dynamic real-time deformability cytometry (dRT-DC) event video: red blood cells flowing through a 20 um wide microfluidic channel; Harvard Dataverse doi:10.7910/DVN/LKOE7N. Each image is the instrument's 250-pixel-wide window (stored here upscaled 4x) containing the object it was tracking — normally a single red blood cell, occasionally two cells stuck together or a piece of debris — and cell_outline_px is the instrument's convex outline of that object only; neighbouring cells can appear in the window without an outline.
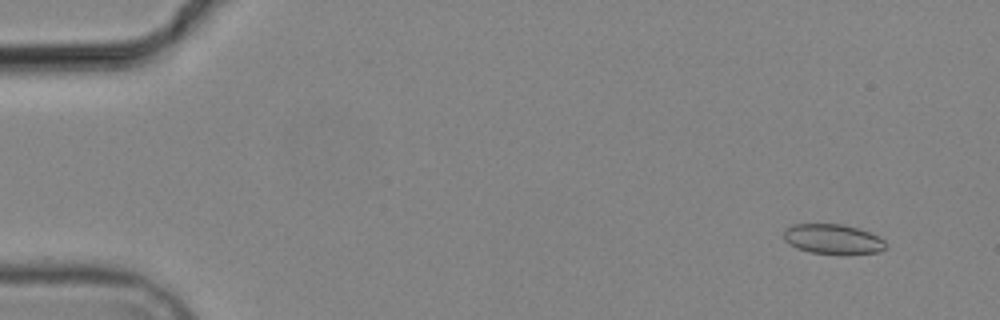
{"species": "common noctule bat (a hibernating species)", "species_latin": "Nyctalus noctula", "temperature_condition": "cold", "stored_images_in_passage": 5, "camera_frame_rate_fps": 3000, "um_per_image_px": 0.085, "animal": {"sex": "male", "body_mass_g": 19.2, "forearm_length_mm": 51.8}, "frame": {"image": 1, "passage_image": 2, "time_ms": 1.333, "image_size_px": [1000, 320], "cell_outline_px": [[888, 244], [880, 252], [808, 252], [796, 248], [788, 244], [784, 240], [784, 228], [792, 224], [840, 224], [860, 228], [880, 236]], "centroid_in_image_um": [70.77, 20.28], "position_along_channel_um": 14.2, "area_um2": 17.51}}
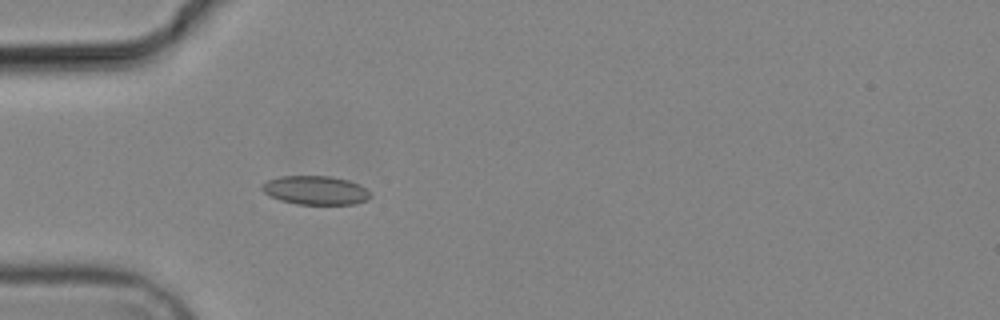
{"frame": {"image": 2, "passage_image": 5, "time_ms": 5.667, "image_size_px": [1000, 320], "cell_outline_px": [[372, 196], [368, 200], [356, 204], [296, 204], [280, 200], [268, 196], [260, 188], [260, 184], [268, 180], [280, 176], [328, 176], [348, 180], [360, 184], [372, 192]], "centroid_in_image_um": [26.83, 16.17], "position_along_channel_um": 58.2, "area_um2": 18.5}}